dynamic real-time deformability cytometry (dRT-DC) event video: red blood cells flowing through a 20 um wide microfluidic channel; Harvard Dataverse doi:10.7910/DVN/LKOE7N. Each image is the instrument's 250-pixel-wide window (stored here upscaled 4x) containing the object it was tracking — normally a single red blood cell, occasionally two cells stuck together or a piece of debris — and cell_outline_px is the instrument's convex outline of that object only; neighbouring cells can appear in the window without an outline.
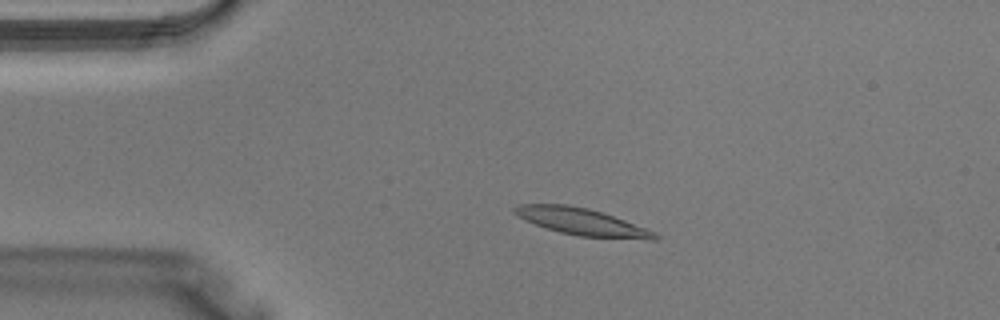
{"species": "Egyptian fruit bat (a non-hibernating species)", "species_latin": "Rousettus aegyptiacus", "temperature_condition": "warm", "stored_images_in_passage": 28, "camera_frame_rate_fps": 3000, "um_per_image_px": 0.085, "animal": {"sex": "male"}, "frame": {"image": 1, "passage_image": 8, "time_ms": 2.333, "image_size_px": [1000, 320], "cell_outline_px": [[660, 236], [656, 240], [648, 240], [580, 236], [560, 232], [536, 224], [512, 212], [512, 208], [520, 204], [568, 204], [588, 208], [604, 212], [656, 232]], "centroid_in_image_um": [49.52, 18.85], "position_along_channel_um": 35.5, "area_um2": 21.96}}
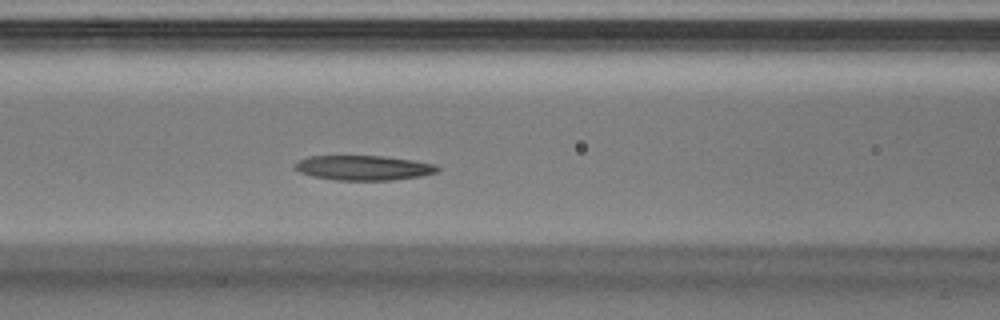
{"frame": {"image": 2, "passage_image": 16, "time_ms": 5.0, "image_size_px": [1000, 320], "cell_outline_px": [[440, 168], [436, 172], [420, 176], [392, 180], [336, 180], [312, 176], [300, 172], [292, 168], [300, 160], [308, 156], [380, 156], [412, 160], [436, 164]], "centroid_in_image_um": [30.89, 14.26], "position_along_channel_um": 135.7, "area_um2": 20.46}}
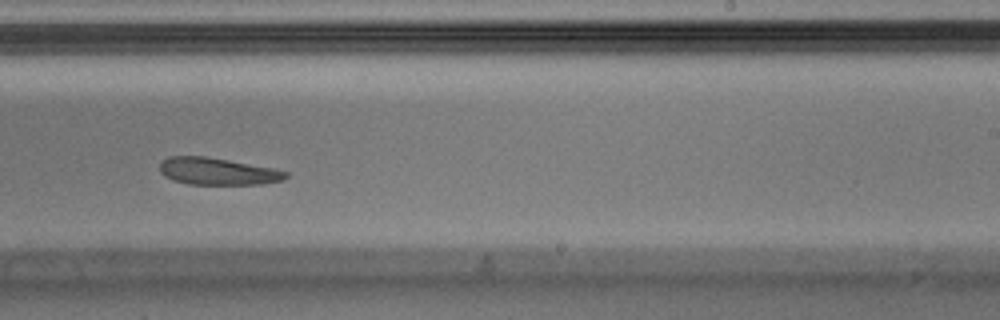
{"frame": {"image": 3, "passage_image": 24, "time_ms": 7.667, "image_size_px": [1000, 320], "cell_outline_px": [[288, 176], [280, 180], [264, 184], [188, 184], [172, 180], [164, 176], [160, 172], [160, 164], [168, 156], [204, 156], [228, 160], [272, 168], [288, 172]], "centroid_in_image_um": [18.46, 14.57], "position_along_channel_um": 270.5, "area_um2": 19.71}}